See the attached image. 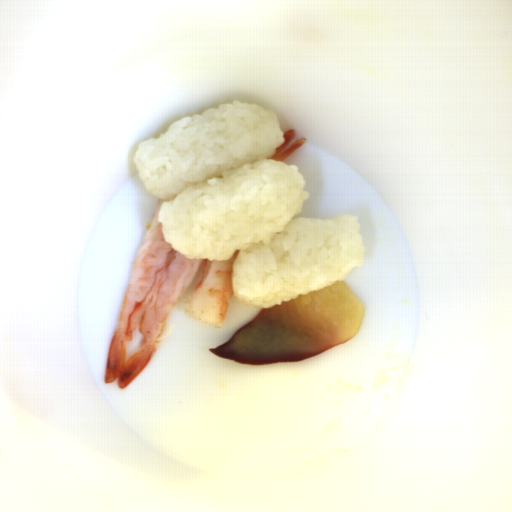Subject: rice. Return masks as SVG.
Listing matches in <instances>:
<instances>
[{
    "label": "rice",
    "instance_id": "obj_1",
    "mask_svg": "<svg viewBox=\"0 0 512 512\" xmlns=\"http://www.w3.org/2000/svg\"><path fill=\"white\" fill-rule=\"evenodd\" d=\"M285 143L279 116L233 101L186 116L137 144L146 192L164 199L158 221L187 259L233 261V296L270 308L363 268L359 216L295 218L310 194L297 165L271 158Z\"/></svg>",
    "mask_w": 512,
    "mask_h": 512
}]
</instances>
